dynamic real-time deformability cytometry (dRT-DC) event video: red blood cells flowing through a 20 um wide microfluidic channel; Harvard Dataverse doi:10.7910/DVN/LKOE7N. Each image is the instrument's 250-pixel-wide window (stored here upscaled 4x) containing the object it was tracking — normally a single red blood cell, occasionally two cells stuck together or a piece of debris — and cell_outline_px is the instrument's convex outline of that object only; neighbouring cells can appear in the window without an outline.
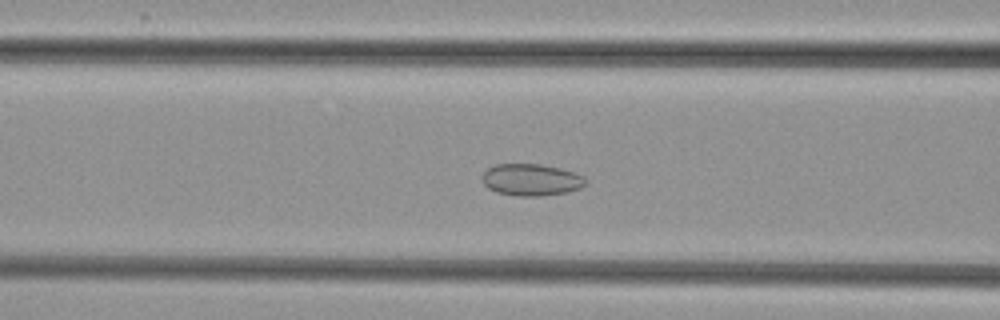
{"species": "common noctule bat (a hibernating species)", "species_latin": "Nyctalus noctula", "temperature_condition": "cold", "stored_images_in_passage": 50, "camera_frame_rate_fps": 3000, "um_per_image_px": 0.085, "animal": {"sex": "female", "body_mass_g": 29.2, "forearm_length_mm": 56.3}, "frame": {"image": 1, "passage_image": 19, "time_ms": 6.0, "image_size_px": [1000, 320], "cell_outline_px": [[588, 184], [580, 188], [568, 192], [540, 196], [516, 196], [496, 192], [488, 188], [480, 180], [480, 176], [488, 168], [496, 164], [540, 164], [560, 168], [576, 172], [584, 176], [588, 180]], "centroid_in_image_um": [45.17, 15.28], "position_along_channel_um": 121.4, "area_um2": 19.59}}
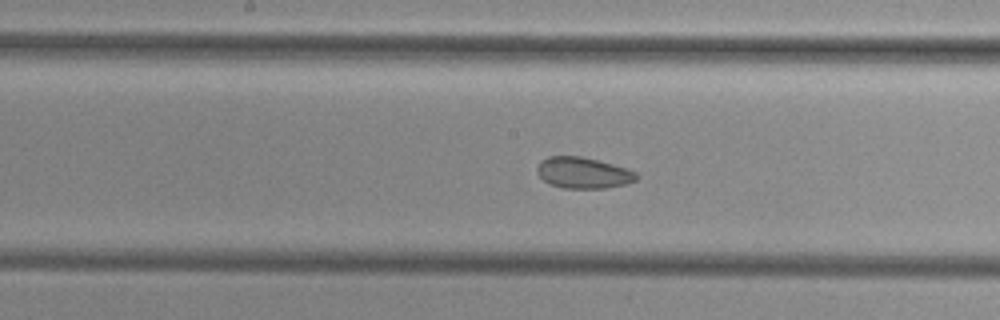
{"frame": {"image": 2, "passage_image": 25, "time_ms": 8.0, "image_size_px": [1000, 320], "cell_outline_px": [[640, 176], [636, 180], [624, 184], [604, 188], [564, 188], [552, 184], [544, 180], [536, 172], [536, 168], [540, 160], [548, 156], [580, 156], [612, 164], [636, 172]], "centroid_in_image_um": [49.55, 14.68], "position_along_channel_um": 198.7, "area_um2": 17.86}}
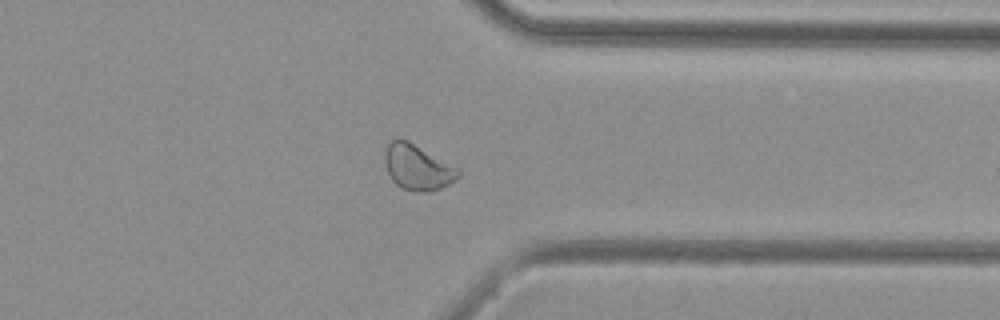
{"frame": {"image": 3, "passage_image": 39, "time_ms": 12.667, "image_size_px": [1000, 320], "cell_outline_px": [[460, 176], [456, 180], [432, 192], [416, 192], [400, 188], [392, 180], [388, 172], [384, 160], [384, 152], [388, 144], [392, 140], [408, 140], [460, 168]], "centroid_in_image_um": [35.52, 14.24], "position_along_channel_um": 375.9, "area_um2": 19.65}}